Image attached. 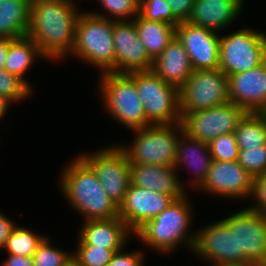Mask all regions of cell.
Wrapping results in <instances>:
<instances>
[{
	"label": "cell",
	"instance_id": "37",
	"mask_svg": "<svg viewBox=\"0 0 266 266\" xmlns=\"http://www.w3.org/2000/svg\"><path fill=\"white\" fill-rule=\"evenodd\" d=\"M251 209L256 210L266 216V174L254 177Z\"/></svg>",
	"mask_w": 266,
	"mask_h": 266
},
{
	"label": "cell",
	"instance_id": "39",
	"mask_svg": "<svg viewBox=\"0 0 266 266\" xmlns=\"http://www.w3.org/2000/svg\"><path fill=\"white\" fill-rule=\"evenodd\" d=\"M16 222L6 216L5 212L0 211V250L2 251L8 237L16 226Z\"/></svg>",
	"mask_w": 266,
	"mask_h": 266
},
{
	"label": "cell",
	"instance_id": "42",
	"mask_svg": "<svg viewBox=\"0 0 266 266\" xmlns=\"http://www.w3.org/2000/svg\"><path fill=\"white\" fill-rule=\"evenodd\" d=\"M12 102L4 97L3 95H0V120L5 117L7 110H9Z\"/></svg>",
	"mask_w": 266,
	"mask_h": 266
},
{
	"label": "cell",
	"instance_id": "45",
	"mask_svg": "<svg viewBox=\"0 0 266 266\" xmlns=\"http://www.w3.org/2000/svg\"><path fill=\"white\" fill-rule=\"evenodd\" d=\"M258 114L266 117V103L264 104L262 109L258 112Z\"/></svg>",
	"mask_w": 266,
	"mask_h": 266
},
{
	"label": "cell",
	"instance_id": "44",
	"mask_svg": "<svg viewBox=\"0 0 266 266\" xmlns=\"http://www.w3.org/2000/svg\"><path fill=\"white\" fill-rule=\"evenodd\" d=\"M211 266H250V264H211Z\"/></svg>",
	"mask_w": 266,
	"mask_h": 266
},
{
	"label": "cell",
	"instance_id": "7",
	"mask_svg": "<svg viewBox=\"0 0 266 266\" xmlns=\"http://www.w3.org/2000/svg\"><path fill=\"white\" fill-rule=\"evenodd\" d=\"M135 82L151 125H169L181 122L179 89L167 84L152 70L127 73Z\"/></svg>",
	"mask_w": 266,
	"mask_h": 266
},
{
	"label": "cell",
	"instance_id": "11",
	"mask_svg": "<svg viewBox=\"0 0 266 266\" xmlns=\"http://www.w3.org/2000/svg\"><path fill=\"white\" fill-rule=\"evenodd\" d=\"M247 112L228 102L213 108L192 111L181 118L183 130L190 137L209 144L222 134L234 133Z\"/></svg>",
	"mask_w": 266,
	"mask_h": 266
},
{
	"label": "cell",
	"instance_id": "14",
	"mask_svg": "<svg viewBox=\"0 0 266 266\" xmlns=\"http://www.w3.org/2000/svg\"><path fill=\"white\" fill-rule=\"evenodd\" d=\"M192 253L211 264H239L236 235L223 220L208 224L195 232Z\"/></svg>",
	"mask_w": 266,
	"mask_h": 266
},
{
	"label": "cell",
	"instance_id": "2",
	"mask_svg": "<svg viewBox=\"0 0 266 266\" xmlns=\"http://www.w3.org/2000/svg\"><path fill=\"white\" fill-rule=\"evenodd\" d=\"M60 191L83 221L119 217V206L107 195L92 168L78 155L63 167Z\"/></svg>",
	"mask_w": 266,
	"mask_h": 266
},
{
	"label": "cell",
	"instance_id": "40",
	"mask_svg": "<svg viewBox=\"0 0 266 266\" xmlns=\"http://www.w3.org/2000/svg\"><path fill=\"white\" fill-rule=\"evenodd\" d=\"M1 264L2 266H34L32 257L8 254Z\"/></svg>",
	"mask_w": 266,
	"mask_h": 266
},
{
	"label": "cell",
	"instance_id": "17",
	"mask_svg": "<svg viewBox=\"0 0 266 266\" xmlns=\"http://www.w3.org/2000/svg\"><path fill=\"white\" fill-rule=\"evenodd\" d=\"M175 199L130 183L123 202L119 205V218L135 233L147 221L154 219Z\"/></svg>",
	"mask_w": 266,
	"mask_h": 266
},
{
	"label": "cell",
	"instance_id": "24",
	"mask_svg": "<svg viewBox=\"0 0 266 266\" xmlns=\"http://www.w3.org/2000/svg\"><path fill=\"white\" fill-rule=\"evenodd\" d=\"M43 57V58H42ZM38 59H45L37 44L27 36L10 39L8 38V54L5 59L4 69L13 75L21 78L31 89L27 77V71H30L34 62Z\"/></svg>",
	"mask_w": 266,
	"mask_h": 266
},
{
	"label": "cell",
	"instance_id": "20",
	"mask_svg": "<svg viewBox=\"0 0 266 266\" xmlns=\"http://www.w3.org/2000/svg\"><path fill=\"white\" fill-rule=\"evenodd\" d=\"M245 0H195L187 22L215 32L238 21Z\"/></svg>",
	"mask_w": 266,
	"mask_h": 266
},
{
	"label": "cell",
	"instance_id": "33",
	"mask_svg": "<svg viewBox=\"0 0 266 266\" xmlns=\"http://www.w3.org/2000/svg\"><path fill=\"white\" fill-rule=\"evenodd\" d=\"M208 145L212 160L227 162L238 161L239 149L234 133L222 134Z\"/></svg>",
	"mask_w": 266,
	"mask_h": 266
},
{
	"label": "cell",
	"instance_id": "41",
	"mask_svg": "<svg viewBox=\"0 0 266 266\" xmlns=\"http://www.w3.org/2000/svg\"><path fill=\"white\" fill-rule=\"evenodd\" d=\"M8 54V38H0V70L4 69Z\"/></svg>",
	"mask_w": 266,
	"mask_h": 266
},
{
	"label": "cell",
	"instance_id": "1",
	"mask_svg": "<svg viewBox=\"0 0 266 266\" xmlns=\"http://www.w3.org/2000/svg\"><path fill=\"white\" fill-rule=\"evenodd\" d=\"M76 2L31 0L26 36L37 44L46 60L62 61L73 50L76 22L81 14Z\"/></svg>",
	"mask_w": 266,
	"mask_h": 266
},
{
	"label": "cell",
	"instance_id": "8",
	"mask_svg": "<svg viewBox=\"0 0 266 266\" xmlns=\"http://www.w3.org/2000/svg\"><path fill=\"white\" fill-rule=\"evenodd\" d=\"M266 60V32L243 27L220 35L219 69L227 76L248 71Z\"/></svg>",
	"mask_w": 266,
	"mask_h": 266
},
{
	"label": "cell",
	"instance_id": "31",
	"mask_svg": "<svg viewBox=\"0 0 266 266\" xmlns=\"http://www.w3.org/2000/svg\"><path fill=\"white\" fill-rule=\"evenodd\" d=\"M33 90L18 76L8 73L5 69L0 70V95L12 103L23 102L31 97Z\"/></svg>",
	"mask_w": 266,
	"mask_h": 266
},
{
	"label": "cell",
	"instance_id": "36",
	"mask_svg": "<svg viewBox=\"0 0 266 266\" xmlns=\"http://www.w3.org/2000/svg\"><path fill=\"white\" fill-rule=\"evenodd\" d=\"M121 249L114 253L108 266H144V252L141 250H133L131 252H123Z\"/></svg>",
	"mask_w": 266,
	"mask_h": 266
},
{
	"label": "cell",
	"instance_id": "29",
	"mask_svg": "<svg viewBox=\"0 0 266 266\" xmlns=\"http://www.w3.org/2000/svg\"><path fill=\"white\" fill-rule=\"evenodd\" d=\"M106 13L89 11L95 16L113 21L133 20L139 14V2L137 0H98ZM108 13V14H107ZM113 17V18H112Z\"/></svg>",
	"mask_w": 266,
	"mask_h": 266
},
{
	"label": "cell",
	"instance_id": "15",
	"mask_svg": "<svg viewBox=\"0 0 266 266\" xmlns=\"http://www.w3.org/2000/svg\"><path fill=\"white\" fill-rule=\"evenodd\" d=\"M115 73L149 71L153 59L139 39L134 20L114 21Z\"/></svg>",
	"mask_w": 266,
	"mask_h": 266
},
{
	"label": "cell",
	"instance_id": "35",
	"mask_svg": "<svg viewBox=\"0 0 266 266\" xmlns=\"http://www.w3.org/2000/svg\"><path fill=\"white\" fill-rule=\"evenodd\" d=\"M139 14L149 21L173 25V13L167 0H141L139 2Z\"/></svg>",
	"mask_w": 266,
	"mask_h": 266
},
{
	"label": "cell",
	"instance_id": "38",
	"mask_svg": "<svg viewBox=\"0 0 266 266\" xmlns=\"http://www.w3.org/2000/svg\"><path fill=\"white\" fill-rule=\"evenodd\" d=\"M173 13V26L187 22L195 0H167Z\"/></svg>",
	"mask_w": 266,
	"mask_h": 266
},
{
	"label": "cell",
	"instance_id": "16",
	"mask_svg": "<svg viewBox=\"0 0 266 266\" xmlns=\"http://www.w3.org/2000/svg\"><path fill=\"white\" fill-rule=\"evenodd\" d=\"M176 37L186 50L193 70L219 68V33L182 22L176 26Z\"/></svg>",
	"mask_w": 266,
	"mask_h": 266
},
{
	"label": "cell",
	"instance_id": "13",
	"mask_svg": "<svg viewBox=\"0 0 266 266\" xmlns=\"http://www.w3.org/2000/svg\"><path fill=\"white\" fill-rule=\"evenodd\" d=\"M253 184L254 177L238 161L212 160L207 177L198 189L224 199L244 200L251 199Z\"/></svg>",
	"mask_w": 266,
	"mask_h": 266
},
{
	"label": "cell",
	"instance_id": "28",
	"mask_svg": "<svg viewBox=\"0 0 266 266\" xmlns=\"http://www.w3.org/2000/svg\"><path fill=\"white\" fill-rule=\"evenodd\" d=\"M34 232L32 229L17 224L8 237L3 249L7 250V254L32 257L38 245L46 237Z\"/></svg>",
	"mask_w": 266,
	"mask_h": 266
},
{
	"label": "cell",
	"instance_id": "30",
	"mask_svg": "<svg viewBox=\"0 0 266 266\" xmlns=\"http://www.w3.org/2000/svg\"><path fill=\"white\" fill-rule=\"evenodd\" d=\"M51 241L46 236L38 245L32 256L34 266H65L72 258L70 251L52 246Z\"/></svg>",
	"mask_w": 266,
	"mask_h": 266
},
{
	"label": "cell",
	"instance_id": "23",
	"mask_svg": "<svg viewBox=\"0 0 266 266\" xmlns=\"http://www.w3.org/2000/svg\"><path fill=\"white\" fill-rule=\"evenodd\" d=\"M212 163L209 145L190 137L184 131L180 134L177 144V158L175 168L179 172L182 166L192 168V177L188 181L191 187L199 188L207 177ZM194 174V175H193Z\"/></svg>",
	"mask_w": 266,
	"mask_h": 266
},
{
	"label": "cell",
	"instance_id": "34",
	"mask_svg": "<svg viewBox=\"0 0 266 266\" xmlns=\"http://www.w3.org/2000/svg\"><path fill=\"white\" fill-rule=\"evenodd\" d=\"M238 163L253 177L265 175L266 145L239 150Z\"/></svg>",
	"mask_w": 266,
	"mask_h": 266
},
{
	"label": "cell",
	"instance_id": "10",
	"mask_svg": "<svg viewBox=\"0 0 266 266\" xmlns=\"http://www.w3.org/2000/svg\"><path fill=\"white\" fill-rule=\"evenodd\" d=\"M79 156L92 168L107 195L119 206L131 183L130 163L119 144Z\"/></svg>",
	"mask_w": 266,
	"mask_h": 266
},
{
	"label": "cell",
	"instance_id": "25",
	"mask_svg": "<svg viewBox=\"0 0 266 266\" xmlns=\"http://www.w3.org/2000/svg\"><path fill=\"white\" fill-rule=\"evenodd\" d=\"M31 0H0V38L27 35Z\"/></svg>",
	"mask_w": 266,
	"mask_h": 266
},
{
	"label": "cell",
	"instance_id": "21",
	"mask_svg": "<svg viewBox=\"0 0 266 266\" xmlns=\"http://www.w3.org/2000/svg\"><path fill=\"white\" fill-rule=\"evenodd\" d=\"M79 229L77 245H91L117 252L124 248L134 233L117 217L109 220L84 221Z\"/></svg>",
	"mask_w": 266,
	"mask_h": 266
},
{
	"label": "cell",
	"instance_id": "3",
	"mask_svg": "<svg viewBox=\"0 0 266 266\" xmlns=\"http://www.w3.org/2000/svg\"><path fill=\"white\" fill-rule=\"evenodd\" d=\"M189 197L174 200L166 209L158 214L154 219L147 221L135 233L138 241L145 247L152 248L161 254H170L178 249L179 245L193 248L195 233L188 231L194 218L192 205ZM155 249V250H154Z\"/></svg>",
	"mask_w": 266,
	"mask_h": 266
},
{
	"label": "cell",
	"instance_id": "9",
	"mask_svg": "<svg viewBox=\"0 0 266 266\" xmlns=\"http://www.w3.org/2000/svg\"><path fill=\"white\" fill-rule=\"evenodd\" d=\"M229 101L228 76L217 69L193 70L179 89V107L186 113L213 108Z\"/></svg>",
	"mask_w": 266,
	"mask_h": 266
},
{
	"label": "cell",
	"instance_id": "27",
	"mask_svg": "<svg viewBox=\"0 0 266 266\" xmlns=\"http://www.w3.org/2000/svg\"><path fill=\"white\" fill-rule=\"evenodd\" d=\"M239 150L266 145V117L247 113L234 131Z\"/></svg>",
	"mask_w": 266,
	"mask_h": 266
},
{
	"label": "cell",
	"instance_id": "32",
	"mask_svg": "<svg viewBox=\"0 0 266 266\" xmlns=\"http://www.w3.org/2000/svg\"><path fill=\"white\" fill-rule=\"evenodd\" d=\"M114 251L91 245H77L72 257L83 266H108Z\"/></svg>",
	"mask_w": 266,
	"mask_h": 266
},
{
	"label": "cell",
	"instance_id": "22",
	"mask_svg": "<svg viewBox=\"0 0 266 266\" xmlns=\"http://www.w3.org/2000/svg\"><path fill=\"white\" fill-rule=\"evenodd\" d=\"M151 70L167 84L178 89L186 83L193 68L186 50L176 36L153 60Z\"/></svg>",
	"mask_w": 266,
	"mask_h": 266
},
{
	"label": "cell",
	"instance_id": "6",
	"mask_svg": "<svg viewBox=\"0 0 266 266\" xmlns=\"http://www.w3.org/2000/svg\"><path fill=\"white\" fill-rule=\"evenodd\" d=\"M132 131L136 135L132 143L128 146L119 145L126 153L129 163L174 166L179 134L184 131L181 122L151 125Z\"/></svg>",
	"mask_w": 266,
	"mask_h": 266
},
{
	"label": "cell",
	"instance_id": "19",
	"mask_svg": "<svg viewBox=\"0 0 266 266\" xmlns=\"http://www.w3.org/2000/svg\"><path fill=\"white\" fill-rule=\"evenodd\" d=\"M130 167L132 185L171 195L175 200L188 192L185 189L186 186L188 188V183L180 179L175 166L130 163ZM186 183L187 185L184 186Z\"/></svg>",
	"mask_w": 266,
	"mask_h": 266
},
{
	"label": "cell",
	"instance_id": "43",
	"mask_svg": "<svg viewBox=\"0 0 266 266\" xmlns=\"http://www.w3.org/2000/svg\"><path fill=\"white\" fill-rule=\"evenodd\" d=\"M65 266H83L79 264L73 257L68 261Z\"/></svg>",
	"mask_w": 266,
	"mask_h": 266
},
{
	"label": "cell",
	"instance_id": "18",
	"mask_svg": "<svg viewBox=\"0 0 266 266\" xmlns=\"http://www.w3.org/2000/svg\"><path fill=\"white\" fill-rule=\"evenodd\" d=\"M229 101L247 113H258L266 103V60L248 71L228 76Z\"/></svg>",
	"mask_w": 266,
	"mask_h": 266
},
{
	"label": "cell",
	"instance_id": "12",
	"mask_svg": "<svg viewBox=\"0 0 266 266\" xmlns=\"http://www.w3.org/2000/svg\"><path fill=\"white\" fill-rule=\"evenodd\" d=\"M222 220L236 235L239 264L266 262V216L248 208L232 213Z\"/></svg>",
	"mask_w": 266,
	"mask_h": 266
},
{
	"label": "cell",
	"instance_id": "46",
	"mask_svg": "<svg viewBox=\"0 0 266 266\" xmlns=\"http://www.w3.org/2000/svg\"><path fill=\"white\" fill-rule=\"evenodd\" d=\"M250 266H266V262L264 263H252Z\"/></svg>",
	"mask_w": 266,
	"mask_h": 266
},
{
	"label": "cell",
	"instance_id": "4",
	"mask_svg": "<svg viewBox=\"0 0 266 266\" xmlns=\"http://www.w3.org/2000/svg\"><path fill=\"white\" fill-rule=\"evenodd\" d=\"M113 20L95 16L84 11L79 15L70 55L78 57L105 72L115 73V49L113 43Z\"/></svg>",
	"mask_w": 266,
	"mask_h": 266
},
{
	"label": "cell",
	"instance_id": "5",
	"mask_svg": "<svg viewBox=\"0 0 266 266\" xmlns=\"http://www.w3.org/2000/svg\"><path fill=\"white\" fill-rule=\"evenodd\" d=\"M100 75L98 90L104 110L131 131L151 126L134 80L127 73L105 72Z\"/></svg>",
	"mask_w": 266,
	"mask_h": 266
},
{
	"label": "cell",
	"instance_id": "26",
	"mask_svg": "<svg viewBox=\"0 0 266 266\" xmlns=\"http://www.w3.org/2000/svg\"><path fill=\"white\" fill-rule=\"evenodd\" d=\"M139 39L154 60L176 36V26L169 23L149 21L140 14L133 18Z\"/></svg>",
	"mask_w": 266,
	"mask_h": 266
}]
</instances>
